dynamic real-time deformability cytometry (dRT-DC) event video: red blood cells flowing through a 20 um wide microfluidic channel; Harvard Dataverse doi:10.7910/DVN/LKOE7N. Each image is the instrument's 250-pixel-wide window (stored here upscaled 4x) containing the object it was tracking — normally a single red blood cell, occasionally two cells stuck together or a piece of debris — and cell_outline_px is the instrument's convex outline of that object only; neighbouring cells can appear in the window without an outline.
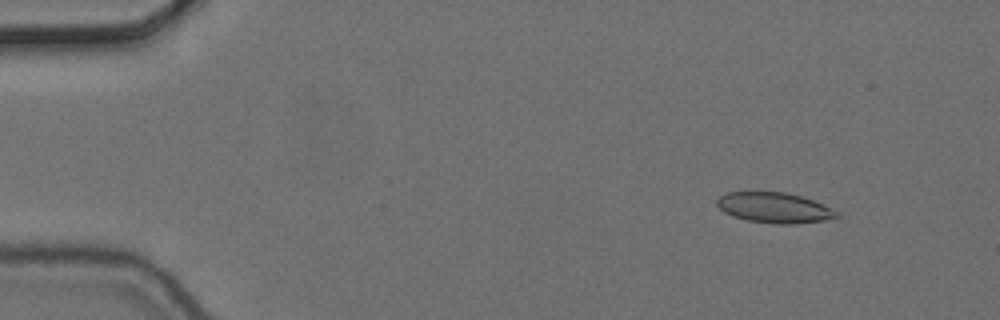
{"species": "common noctule bat (a hibernating species)", "species_latin": "Nyctalus noctula", "temperature_condition": "cold", "stored_images_in_passage": 4, "camera_frame_rate_fps": 3000, "um_per_image_px": 0.085, "animal": {"sex": "female", "body_mass_g": 24.6, "forearm_length_mm": 56.2}, "frame": {"image": 1, "passage_image": 2, "time_ms": 0.333, "image_size_px": [1000, 320], "cell_outline_px": [[840, 216], [824, 220], [792, 224], [776, 224], [748, 220], [732, 216], [724, 212], [716, 204], [716, 200], [720, 196], [728, 192], [784, 192], [800, 196], [812, 200], [836, 212]], "centroid_in_image_um": [65.75, 17.65], "position_along_channel_um": 19.2, "area_um2": 20.81}}